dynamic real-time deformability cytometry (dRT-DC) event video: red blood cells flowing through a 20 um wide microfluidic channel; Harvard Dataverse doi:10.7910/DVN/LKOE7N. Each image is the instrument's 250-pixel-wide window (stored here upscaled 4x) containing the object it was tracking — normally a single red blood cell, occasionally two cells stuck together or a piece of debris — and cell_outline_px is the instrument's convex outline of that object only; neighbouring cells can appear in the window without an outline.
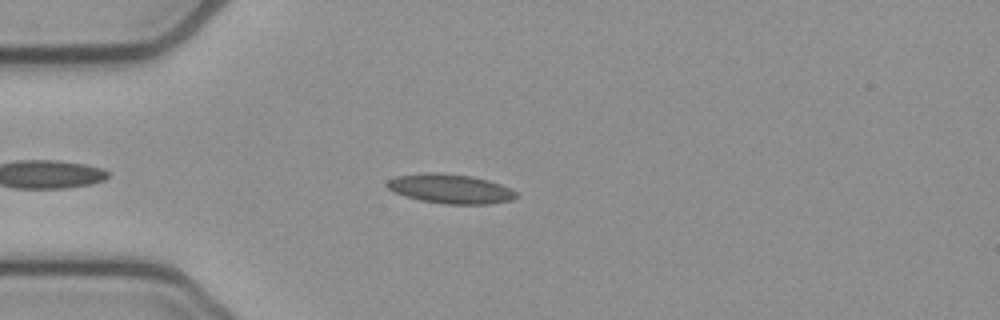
{"species": "common noctule bat (a hibernating species)", "species_latin": "Nyctalus noctula", "temperature_condition": "cold", "stored_images_in_passage": 43, "camera_frame_rate_fps": 3000, "um_per_image_px": 0.085, "animal": {"sex": "female", "body_mass_g": 21.9}, "frame": {"image": 1, "passage_image": 7, "time_ms": 2.0, "image_size_px": [1000, 320], "cell_outline_px": [[516, 196], [512, 200], [488, 204], [444, 204], [420, 200], [404, 196], [388, 188], [384, 184], [388, 180], [396, 176], [424, 172], [440, 172], [472, 176], [488, 180], [500, 184], [516, 192]], "centroid_in_image_um": [38.24, 16.04], "position_along_channel_um": 46.8, "area_um2": 22.14}}
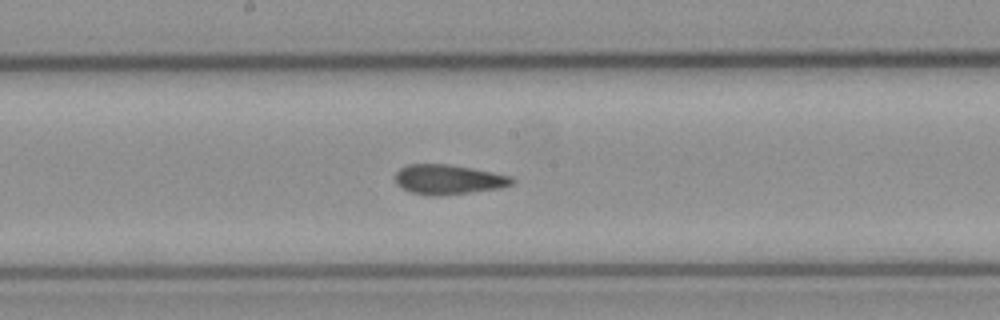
{"frame": {"image": 2, "passage_image": 21, "time_ms": 6.667, "image_size_px": [1000, 320], "cell_outline_px": [[516, 180], [512, 184], [500, 188], [440, 196], [432, 196], [412, 192], [396, 184], [396, 172], [400, 168], [408, 164], [448, 164], [472, 168], [492, 172], [508, 176]], "centroid_in_image_um": [38.1, 15.25], "position_along_channel_um": 210.1, "area_um2": 20.06}}
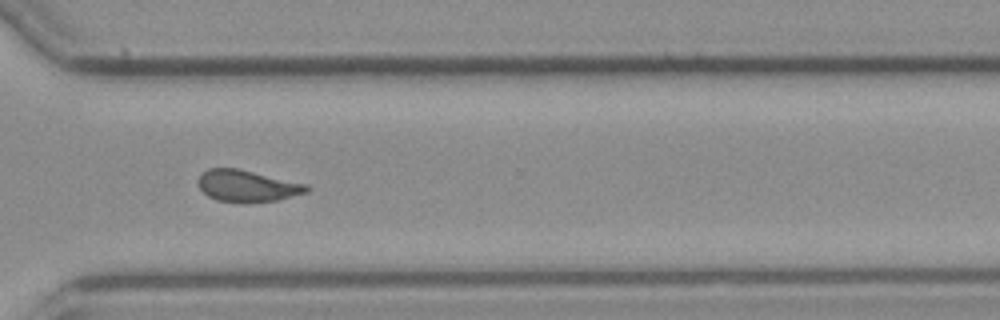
{"frame": {"image": 3, "passage_image": 32, "time_ms": 10.333, "image_size_px": [1000, 320], "cell_outline_px": [[312, 188], [308, 192], [276, 200], [216, 200], [208, 196], [200, 188], [196, 180], [208, 168], [240, 168], [308, 184]], "centroid_in_image_um": [21.04, 15.75], "position_along_channel_um": 349.6, "area_um2": 19.59}, "authors_computed_cell_mechanics": {"area_um2": 20.1722, "velocity_mm_per_s": 3.8084, "shape_relaxation_time_tau1_ms": null, "shape_relaxation_time_tau2_ms": 2.0299, "deformation_change_tau1": null, "deformation_change_tau2": 0.0725}}